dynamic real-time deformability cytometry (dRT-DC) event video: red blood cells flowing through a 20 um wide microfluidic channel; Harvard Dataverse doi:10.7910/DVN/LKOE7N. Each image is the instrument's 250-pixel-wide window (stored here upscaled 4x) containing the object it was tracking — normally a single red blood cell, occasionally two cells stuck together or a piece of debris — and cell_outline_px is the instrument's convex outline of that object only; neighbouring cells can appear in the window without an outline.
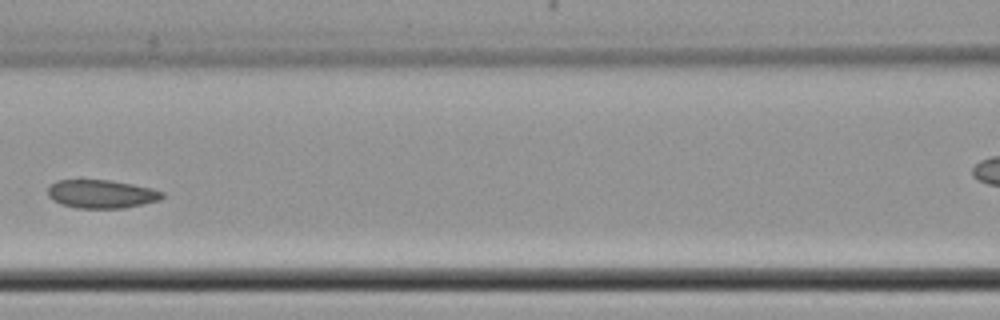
{"species": "common noctule bat (a hibernating species)", "species_latin": "Nyctalus noctula", "temperature_condition": "cold", "stored_images_in_passage": 6, "camera_frame_rate_fps": 3000, "um_per_image_px": 0.085, "animal": {"sex": "female", "body_mass_g": 22.7, "forearm_length_mm": 54.2}, "frame": {"image": 1, "passage_image": 5, "time_ms": 5.0, "image_size_px": [1000, 320], "cell_outline_px": [[164, 196], [160, 200], [144, 204], [124, 208], [76, 208], [60, 204], [52, 200], [48, 196], [48, 188], [56, 180], [112, 180], [152, 188], [164, 192]], "centroid_in_image_um": [8.63, 16.49], "position_along_channel_um": 158.0, "area_um2": 19.07}}